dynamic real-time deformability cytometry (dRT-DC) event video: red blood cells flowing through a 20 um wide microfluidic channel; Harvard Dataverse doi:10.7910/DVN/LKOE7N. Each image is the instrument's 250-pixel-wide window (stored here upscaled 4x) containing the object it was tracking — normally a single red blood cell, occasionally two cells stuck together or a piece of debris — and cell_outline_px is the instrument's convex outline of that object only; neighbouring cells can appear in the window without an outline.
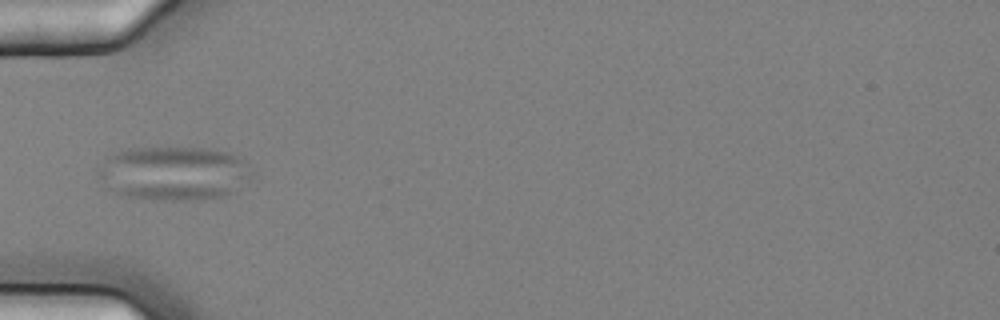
{"species": "common noctule bat (a hibernating species)", "species_latin": "Nyctalus noctula", "temperature_condition": "cold", "stored_images_in_passage": 10, "camera_frame_rate_fps": 3000, "um_per_image_px": 0.085, "animal": {"sex": "female", "body_mass_g": 25.1}, "frame": {"image": 1, "passage_image": 6, "time_ms": 1.667, "image_size_px": [1000, 320], "cell_outline_px": [[252, 176], [236, 192], [224, 196], [200, 200], [152, 200], [128, 196], [112, 192], [96, 172], [104, 160], [108, 156], [132, 148], [212, 148], [228, 152], [236, 156], [248, 164], [252, 172]], "centroid_in_image_um": [14.82, 14.74], "position_along_channel_um": 70.2, "area_um2": 48.55}}
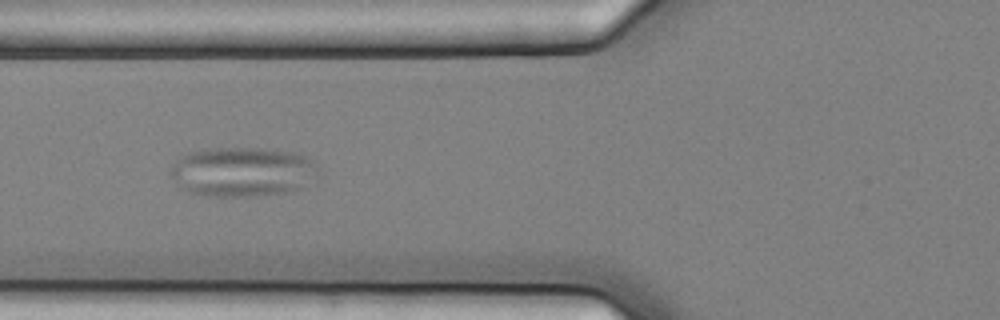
{"frame": {"image": 2, "passage_image": 7, "time_ms": 2.0, "image_size_px": [1000, 320], "cell_outline_px": [[324, 172], [300, 188], [292, 192], [256, 196], [208, 196], [192, 192], [184, 188], [172, 180], [172, 168], [176, 160], [188, 152], [208, 148], [260, 148], [292, 152], [304, 156], [320, 164]], "centroid_in_image_um": [20.71, 14.6], "position_along_channel_um": 105.1, "area_um2": 43.06}}